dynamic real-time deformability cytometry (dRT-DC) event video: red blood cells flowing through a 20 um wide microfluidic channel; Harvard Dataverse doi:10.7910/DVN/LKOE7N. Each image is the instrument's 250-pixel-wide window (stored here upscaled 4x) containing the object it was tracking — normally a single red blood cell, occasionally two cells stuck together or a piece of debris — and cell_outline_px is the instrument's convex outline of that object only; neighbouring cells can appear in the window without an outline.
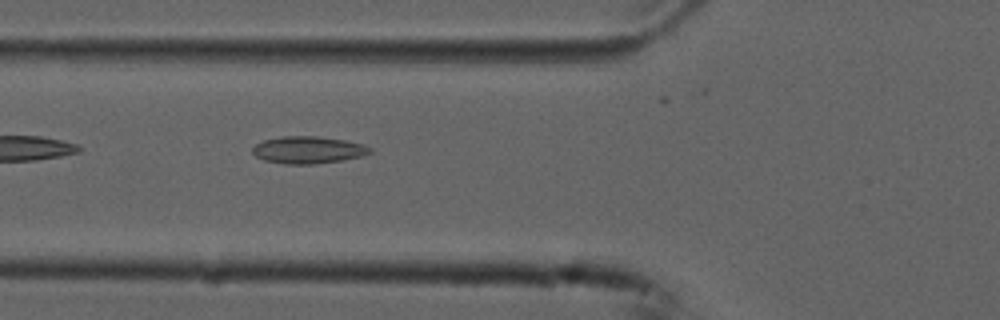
{"species": "common noctule bat (a hibernating species)", "species_latin": "Nyctalus noctula", "temperature_condition": "cold", "stored_images_in_passage": 36, "camera_frame_rate_fps": 3000, "um_per_image_px": 0.085, "animal": {"sex": "male", "forearm_length_mm": 52.5}, "frame": {"image": 1, "passage_image": 2, "time_ms": 0.333, "image_size_px": [1000, 320], "cell_outline_px": [[372, 152], [360, 156], [340, 160], [316, 164], [288, 164], [264, 160], [256, 156], [252, 152], [252, 148], [256, 144], [264, 140], [280, 136], [316, 136], [344, 140], [364, 144], [372, 148]], "centroid_in_image_um": [26.18, 12.73], "position_along_channel_um": 99.6, "area_um2": 18.5}}
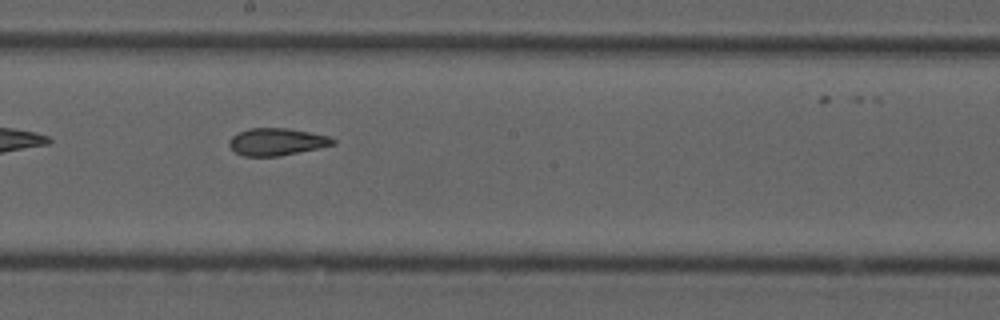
{"frame": {"image": 2, "passage_image": 12, "time_ms": 3.667, "image_size_px": [1000, 320], "cell_outline_px": [[336, 144], [280, 156], [244, 156], [236, 152], [228, 144], [228, 140], [232, 136], [248, 128], [288, 128], [328, 136], [336, 140]], "centroid_in_image_um": [23.51, 12.05], "position_along_channel_um": 224.7, "area_um2": 16.36}}
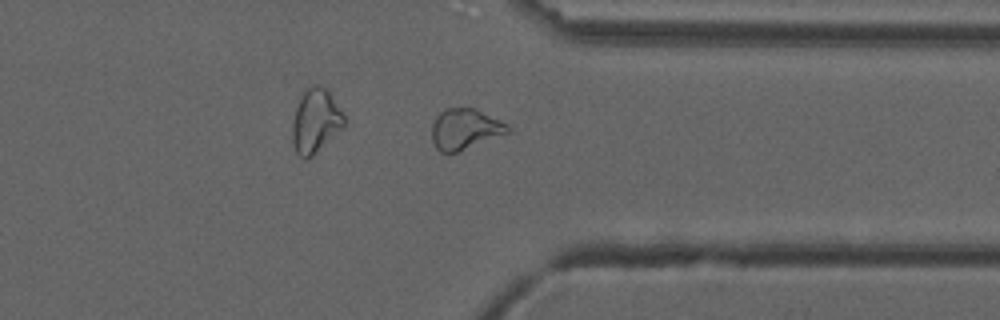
{"frame": {"image": 3, "passage_image": 24, "time_ms": 7.667, "image_size_px": [1000, 320], "cell_outline_px": [[508, 132], [456, 152], [440, 152], [436, 148], [432, 140], [432, 124], [436, 116], [444, 108], [476, 108], [508, 124]], "centroid_in_image_um": [39.48, 10.94], "position_along_channel_um": 371.9, "area_um2": 17.69}, "authors_computed_cell_mechanics": {"area_um2": 16.8776, "velocity_mm_per_s": 3.7346, "shape_relaxation_time_tau1_ms": null, "shape_relaxation_time_tau2_ms": 1.1437, "deformation_change_tau1": null, "deformation_change_tau2": 0.0583}}